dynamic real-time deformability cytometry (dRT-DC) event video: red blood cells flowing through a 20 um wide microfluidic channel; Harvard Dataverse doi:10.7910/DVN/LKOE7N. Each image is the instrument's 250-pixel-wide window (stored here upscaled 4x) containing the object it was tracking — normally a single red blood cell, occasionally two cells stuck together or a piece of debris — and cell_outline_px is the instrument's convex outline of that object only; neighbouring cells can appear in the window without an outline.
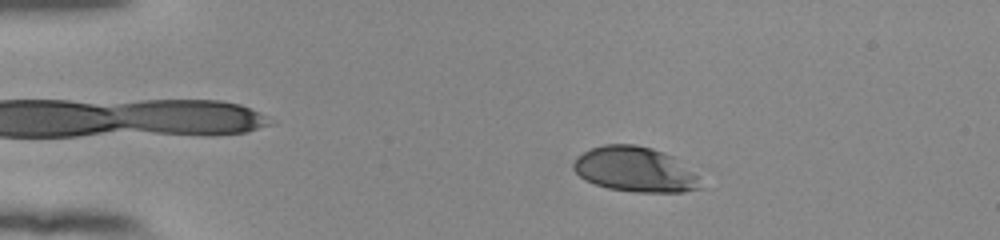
{"species": "human", "species_latin": "Homo sapiens", "temperature_condition": "room temperature", "stored_images_in_passage": 53, "camera_frame_rate_fps": 3000, "um_per_image_px": 0.085, "donor": {"sex": "female"}, "frame": {"image": 1, "passage_image": 10, "time_ms": 3.0, "image_size_px": [1000, 240], "cell_outline_px": [[700, 188], [680, 192], [636, 192], [608, 188], [584, 180], [572, 168], [572, 164], [584, 152], [592, 148], [604, 144], [636, 144], [652, 148], [664, 152], [672, 156], [692, 172], [696, 176]], "centroid_in_image_um": [53.92, 14.4], "position_along_channel_um": 31.1, "area_um2": 32.83}}
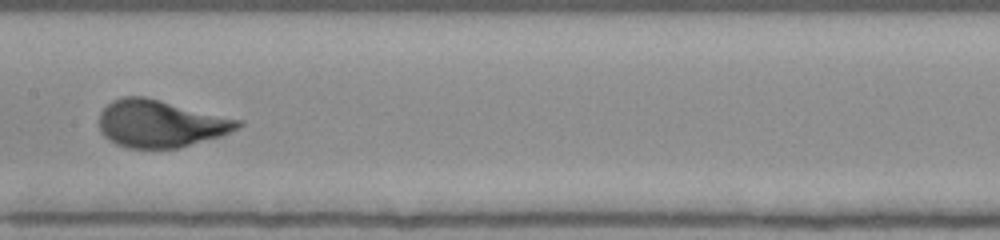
{"frame": {"image": 2, "passage_image": 28, "time_ms": 9.0, "image_size_px": [1000, 240], "cell_outline_px": [[244, 124], [240, 128], [220, 136], [180, 148], [128, 148], [116, 144], [108, 140], [100, 132], [100, 112], [112, 100], [124, 96], [144, 96], [244, 120]], "centroid_in_image_um": [13.67, 10.51], "position_along_channel_um": 193.7, "area_um2": 38.49}}
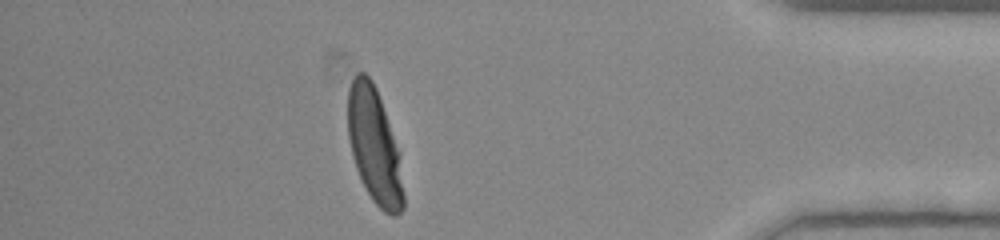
{"frame": {"image": 3, "passage_image": 47, "time_ms": 15.333, "image_size_px": [1000, 240], "cell_outline_px": [[404, 208], [396, 216], [392, 216], [384, 212], [372, 200], [356, 168], [352, 156], [348, 136], [348, 88], [356, 72], [364, 72], [372, 80], [376, 88], [400, 152], [404, 196]], "centroid_in_image_um": [31.83, 12.4], "position_along_channel_um": 403.4, "area_um2": 37.45}, "authors_computed_cell_mechanics": {"area_um2": 37.1076, "velocity_mm_per_s": 3.8833, "shape_relaxation_time_tau1_ms": 3.081, "shape_relaxation_time_tau2_ms": null, "deformation_change_tau1": 0.1705, "deformation_change_tau2": null}}